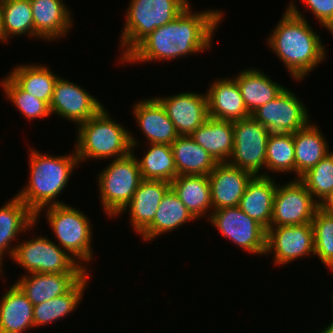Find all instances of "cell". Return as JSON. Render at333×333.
<instances>
[{
    "instance_id": "f1b7e54d",
    "label": "cell",
    "mask_w": 333,
    "mask_h": 333,
    "mask_svg": "<svg viewBox=\"0 0 333 333\" xmlns=\"http://www.w3.org/2000/svg\"><path fill=\"white\" fill-rule=\"evenodd\" d=\"M178 198L197 219H209L212 212L211 188L207 175H178L171 183Z\"/></svg>"
},
{
    "instance_id": "b9f144b4",
    "label": "cell",
    "mask_w": 333,
    "mask_h": 333,
    "mask_svg": "<svg viewBox=\"0 0 333 333\" xmlns=\"http://www.w3.org/2000/svg\"><path fill=\"white\" fill-rule=\"evenodd\" d=\"M0 43L6 44L7 42L4 40V33L2 29V19H1V8H0Z\"/></svg>"
},
{
    "instance_id": "4dcf8cb0",
    "label": "cell",
    "mask_w": 333,
    "mask_h": 333,
    "mask_svg": "<svg viewBox=\"0 0 333 333\" xmlns=\"http://www.w3.org/2000/svg\"><path fill=\"white\" fill-rule=\"evenodd\" d=\"M91 273H87L69 292L33 306L34 330L48 324L57 323L61 319L73 314L83 301L86 287L88 288Z\"/></svg>"
},
{
    "instance_id": "4316f807",
    "label": "cell",
    "mask_w": 333,
    "mask_h": 333,
    "mask_svg": "<svg viewBox=\"0 0 333 333\" xmlns=\"http://www.w3.org/2000/svg\"><path fill=\"white\" fill-rule=\"evenodd\" d=\"M314 122V123H313ZM296 179L331 152L324 132L315 121L293 133Z\"/></svg>"
},
{
    "instance_id": "e0dca14e",
    "label": "cell",
    "mask_w": 333,
    "mask_h": 333,
    "mask_svg": "<svg viewBox=\"0 0 333 333\" xmlns=\"http://www.w3.org/2000/svg\"><path fill=\"white\" fill-rule=\"evenodd\" d=\"M30 3L35 40L53 43L68 37L75 19L65 0H30Z\"/></svg>"
},
{
    "instance_id": "83f0119b",
    "label": "cell",
    "mask_w": 333,
    "mask_h": 333,
    "mask_svg": "<svg viewBox=\"0 0 333 333\" xmlns=\"http://www.w3.org/2000/svg\"><path fill=\"white\" fill-rule=\"evenodd\" d=\"M190 137L217 163H228L234 148L232 121L209 117Z\"/></svg>"
},
{
    "instance_id": "30bf717a",
    "label": "cell",
    "mask_w": 333,
    "mask_h": 333,
    "mask_svg": "<svg viewBox=\"0 0 333 333\" xmlns=\"http://www.w3.org/2000/svg\"><path fill=\"white\" fill-rule=\"evenodd\" d=\"M234 148L228 164L254 176H265L267 141L271 132L252 116L233 121Z\"/></svg>"
},
{
    "instance_id": "f35d334b",
    "label": "cell",
    "mask_w": 333,
    "mask_h": 333,
    "mask_svg": "<svg viewBox=\"0 0 333 333\" xmlns=\"http://www.w3.org/2000/svg\"><path fill=\"white\" fill-rule=\"evenodd\" d=\"M304 6V14L310 11L314 19L333 35V0H300ZM308 8L305 10V8Z\"/></svg>"
},
{
    "instance_id": "7a4b0ae2",
    "label": "cell",
    "mask_w": 333,
    "mask_h": 333,
    "mask_svg": "<svg viewBox=\"0 0 333 333\" xmlns=\"http://www.w3.org/2000/svg\"><path fill=\"white\" fill-rule=\"evenodd\" d=\"M290 0L281 19L265 39L293 81L302 82L327 58V47L306 16ZM326 47V48H325Z\"/></svg>"
},
{
    "instance_id": "52a82bcc",
    "label": "cell",
    "mask_w": 333,
    "mask_h": 333,
    "mask_svg": "<svg viewBox=\"0 0 333 333\" xmlns=\"http://www.w3.org/2000/svg\"><path fill=\"white\" fill-rule=\"evenodd\" d=\"M105 166L96 175L98 199L104 214L114 219L130 202L143 179L132 152L125 157L111 159Z\"/></svg>"
},
{
    "instance_id": "f546056e",
    "label": "cell",
    "mask_w": 333,
    "mask_h": 333,
    "mask_svg": "<svg viewBox=\"0 0 333 333\" xmlns=\"http://www.w3.org/2000/svg\"><path fill=\"white\" fill-rule=\"evenodd\" d=\"M21 64V65H20ZM16 64L7 75L24 91L50 105L56 80L60 76L46 64ZM40 64V65H39Z\"/></svg>"
},
{
    "instance_id": "ab89813d",
    "label": "cell",
    "mask_w": 333,
    "mask_h": 333,
    "mask_svg": "<svg viewBox=\"0 0 333 333\" xmlns=\"http://www.w3.org/2000/svg\"><path fill=\"white\" fill-rule=\"evenodd\" d=\"M319 209L324 213L333 215V191L319 203Z\"/></svg>"
},
{
    "instance_id": "603a6c76",
    "label": "cell",
    "mask_w": 333,
    "mask_h": 333,
    "mask_svg": "<svg viewBox=\"0 0 333 333\" xmlns=\"http://www.w3.org/2000/svg\"><path fill=\"white\" fill-rule=\"evenodd\" d=\"M198 221L170 188L161 200L153 221L139 234L143 242L155 241L187 223Z\"/></svg>"
},
{
    "instance_id": "e575fe53",
    "label": "cell",
    "mask_w": 333,
    "mask_h": 333,
    "mask_svg": "<svg viewBox=\"0 0 333 333\" xmlns=\"http://www.w3.org/2000/svg\"><path fill=\"white\" fill-rule=\"evenodd\" d=\"M272 173L282 175L283 173L285 175L293 173V179H296L293 133H271L269 135L266 150L265 176L272 177Z\"/></svg>"
},
{
    "instance_id": "cb8c5ba5",
    "label": "cell",
    "mask_w": 333,
    "mask_h": 333,
    "mask_svg": "<svg viewBox=\"0 0 333 333\" xmlns=\"http://www.w3.org/2000/svg\"><path fill=\"white\" fill-rule=\"evenodd\" d=\"M267 74L260 68L249 67L239 70V73L233 76L250 114L260 106L274 100L286 88Z\"/></svg>"
},
{
    "instance_id": "3957f363",
    "label": "cell",
    "mask_w": 333,
    "mask_h": 333,
    "mask_svg": "<svg viewBox=\"0 0 333 333\" xmlns=\"http://www.w3.org/2000/svg\"><path fill=\"white\" fill-rule=\"evenodd\" d=\"M28 147L29 179L16 195L36 215L44 207L66 203L59 196L67 188L74 169L81 164L75 148L69 154L54 155Z\"/></svg>"
},
{
    "instance_id": "ba28073f",
    "label": "cell",
    "mask_w": 333,
    "mask_h": 333,
    "mask_svg": "<svg viewBox=\"0 0 333 333\" xmlns=\"http://www.w3.org/2000/svg\"><path fill=\"white\" fill-rule=\"evenodd\" d=\"M18 242L10 260L27 273H88L48 236L38 235ZM30 239V240H29Z\"/></svg>"
},
{
    "instance_id": "484cf974",
    "label": "cell",
    "mask_w": 333,
    "mask_h": 333,
    "mask_svg": "<svg viewBox=\"0 0 333 333\" xmlns=\"http://www.w3.org/2000/svg\"><path fill=\"white\" fill-rule=\"evenodd\" d=\"M8 288L0 297V333H28L34 328L33 304L14 282Z\"/></svg>"
},
{
    "instance_id": "8fae6325",
    "label": "cell",
    "mask_w": 333,
    "mask_h": 333,
    "mask_svg": "<svg viewBox=\"0 0 333 333\" xmlns=\"http://www.w3.org/2000/svg\"><path fill=\"white\" fill-rule=\"evenodd\" d=\"M309 111L296 92L286 87L278 97L257 108L251 116L271 133H295L312 121Z\"/></svg>"
},
{
    "instance_id": "d6986e66",
    "label": "cell",
    "mask_w": 333,
    "mask_h": 333,
    "mask_svg": "<svg viewBox=\"0 0 333 333\" xmlns=\"http://www.w3.org/2000/svg\"><path fill=\"white\" fill-rule=\"evenodd\" d=\"M254 175L228 163H218L208 175L212 211L239 206L248 183Z\"/></svg>"
},
{
    "instance_id": "ac0fdd59",
    "label": "cell",
    "mask_w": 333,
    "mask_h": 333,
    "mask_svg": "<svg viewBox=\"0 0 333 333\" xmlns=\"http://www.w3.org/2000/svg\"><path fill=\"white\" fill-rule=\"evenodd\" d=\"M132 108L135 124L147 140L145 144L171 145L179 136L164 106L155 96L137 100Z\"/></svg>"
},
{
    "instance_id": "2e32d148",
    "label": "cell",
    "mask_w": 333,
    "mask_h": 333,
    "mask_svg": "<svg viewBox=\"0 0 333 333\" xmlns=\"http://www.w3.org/2000/svg\"><path fill=\"white\" fill-rule=\"evenodd\" d=\"M164 106L179 136H190L208 118L206 93L182 92L169 96H155Z\"/></svg>"
},
{
    "instance_id": "8992f818",
    "label": "cell",
    "mask_w": 333,
    "mask_h": 333,
    "mask_svg": "<svg viewBox=\"0 0 333 333\" xmlns=\"http://www.w3.org/2000/svg\"><path fill=\"white\" fill-rule=\"evenodd\" d=\"M122 30L117 62H121L156 28L173 21L187 8L190 0H130ZM122 50V51H121Z\"/></svg>"
},
{
    "instance_id": "d6a6232c",
    "label": "cell",
    "mask_w": 333,
    "mask_h": 333,
    "mask_svg": "<svg viewBox=\"0 0 333 333\" xmlns=\"http://www.w3.org/2000/svg\"><path fill=\"white\" fill-rule=\"evenodd\" d=\"M147 149L142 158L132 152L138 161L143 180H163L172 182L177 176L175 159L171 145L167 144H145Z\"/></svg>"
},
{
    "instance_id": "1f68e13d",
    "label": "cell",
    "mask_w": 333,
    "mask_h": 333,
    "mask_svg": "<svg viewBox=\"0 0 333 333\" xmlns=\"http://www.w3.org/2000/svg\"><path fill=\"white\" fill-rule=\"evenodd\" d=\"M178 175H209L218 164L190 136H178L171 144Z\"/></svg>"
},
{
    "instance_id": "7402d4cb",
    "label": "cell",
    "mask_w": 333,
    "mask_h": 333,
    "mask_svg": "<svg viewBox=\"0 0 333 333\" xmlns=\"http://www.w3.org/2000/svg\"><path fill=\"white\" fill-rule=\"evenodd\" d=\"M206 95L211 118L233 122L251 116L233 76L212 80L206 89Z\"/></svg>"
},
{
    "instance_id": "7c38bea8",
    "label": "cell",
    "mask_w": 333,
    "mask_h": 333,
    "mask_svg": "<svg viewBox=\"0 0 333 333\" xmlns=\"http://www.w3.org/2000/svg\"><path fill=\"white\" fill-rule=\"evenodd\" d=\"M272 255L276 267L289 265L298 259L314 256L312 223L303 225L270 226L267 230L265 257Z\"/></svg>"
},
{
    "instance_id": "4fadbf2b",
    "label": "cell",
    "mask_w": 333,
    "mask_h": 333,
    "mask_svg": "<svg viewBox=\"0 0 333 333\" xmlns=\"http://www.w3.org/2000/svg\"><path fill=\"white\" fill-rule=\"evenodd\" d=\"M319 204L299 179L278 183L270 226L311 223Z\"/></svg>"
},
{
    "instance_id": "9c48e42d",
    "label": "cell",
    "mask_w": 333,
    "mask_h": 333,
    "mask_svg": "<svg viewBox=\"0 0 333 333\" xmlns=\"http://www.w3.org/2000/svg\"><path fill=\"white\" fill-rule=\"evenodd\" d=\"M207 222L235 247L247 254L265 256L267 230L239 206L213 210Z\"/></svg>"
},
{
    "instance_id": "ffe728a7",
    "label": "cell",
    "mask_w": 333,
    "mask_h": 333,
    "mask_svg": "<svg viewBox=\"0 0 333 333\" xmlns=\"http://www.w3.org/2000/svg\"><path fill=\"white\" fill-rule=\"evenodd\" d=\"M170 188L167 181L142 180L130 202L114 219L128 212L131 230L139 235L153 221L161 200Z\"/></svg>"
},
{
    "instance_id": "5b68a950",
    "label": "cell",
    "mask_w": 333,
    "mask_h": 333,
    "mask_svg": "<svg viewBox=\"0 0 333 333\" xmlns=\"http://www.w3.org/2000/svg\"><path fill=\"white\" fill-rule=\"evenodd\" d=\"M40 214L45 215L46 222L52 230L51 233L55 236V242L90 272L88 266L94 260L92 239L95 233H93L89 216L68 203L42 208L36 214L37 224L42 217Z\"/></svg>"
},
{
    "instance_id": "5bb4252c",
    "label": "cell",
    "mask_w": 333,
    "mask_h": 333,
    "mask_svg": "<svg viewBox=\"0 0 333 333\" xmlns=\"http://www.w3.org/2000/svg\"><path fill=\"white\" fill-rule=\"evenodd\" d=\"M104 107L95 95L69 79L59 76L56 80L49 109L61 119L78 126L96 115Z\"/></svg>"
},
{
    "instance_id": "d4e9b609",
    "label": "cell",
    "mask_w": 333,
    "mask_h": 333,
    "mask_svg": "<svg viewBox=\"0 0 333 333\" xmlns=\"http://www.w3.org/2000/svg\"><path fill=\"white\" fill-rule=\"evenodd\" d=\"M274 177L254 176L239 203V208L266 230L270 228L274 196L278 186Z\"/></svg>"
},
{
    "instance_id": "60d3db41",
    "label": "cell",
    "mask_w": 333,
    "mask_h": 333,
    "mask_svg": "<svg viewBox=\"0 0 333 333\" xmlns=\"http://www.w3.org/2000/svg\"><path fill=\"white\" fill-rule=\"evenodd\" d=\"M330 301L333 309V292L330 295ZM333 312V311H332ZM332 321L328 324V326H325L322 330H318L317 333H333V314L331 317Z\"/></svg>"
},
{
    "instance_id": "44dd1931",
    "label": "cell",
    "mask_w": 333,
    "mask_h": 333,
    "mask_svg": "<svg viewBox=\"0 0 333 333\" xmlns=\"http://www.w3.org/2000/svg\"><path fill=\"white\" fill-rule=\"evenodd\" d=\"M87 273H27L14 283L36 306L69 292Z\"/></svg>"
},
{
    "instance_id": "836d02e7",
    "label": "cell",
    "mask_w": 333,
    "mask_h": 333,
    "mask_svg": "<svg viewBox=\"0 0 333 333\" xmlns=\"http://www.w3.org/2000/svg\"><path fill=\"white\" fill-rule=\"evenodd\" d=\"M0 8L4 40L8 44L14 36L34 38L30 0H0Z\"/></svg>"
},
{
    "instance_id": "277c9868",
    "label": "cell",
    "mask_w": 333,
    "mask_h": 333,
    "mask_svg": "<svg viewBox=\"0 0 333 333\" xmlns=\"http://www.w3.org/2000/svg\"><path fill=\"white\" fill-rule=\"evenodd\" d=\"M75 128L74 148L81 164L94 159H119L131 152L136 153L135 150L142 144V140L139 143L123 123L114 120L106 107Z\"/></svg>"
},
{
    "instance_id": "6da1fadb",
    "label": "cell",
    "mask_w": 333,
    "mask_h": 333,
    "mask_svg": "<svg viewBox=\"0 0 333 333\" xmlns=\"http://www.w3.org/2000/svg\"><path fill=\"white\" fill-rule=\"evenodd\" d=\"M191 5L173 21L151 32L119 64L176 62L189 55L211 52L213 37L225 19L224 10L196 11Z\"/></svg>"
},
{
    "instance_id": "9a60e30c",
    "label": "cell",
    "mask_w": 333,
    "mask_h": 333,
    "mask_svg": "<svg viewBox=\"0 0 333 333\" xmlns=\"http://www.w3.org/2000/svg\"><path fill=\"white\" fill-rule=\"evenodd\" d=\"M36 225L38 228L36 215L16 194L0 207V278L6 279L3 275L7 274L3 268L4 256L11 259L17 241L26 231L34 232Z\"/></svg>"
},
{
    "instance_id": "8d00e7d4",
    "label": "cell",
    "mask_w": 333,
    "mask_h": 333,
    "mask_svg": "<svg viewBox=\"0 0 333 333\" xmlns=\"http://www.w3.org/2000/svg\"><path fill=\"white\" fill-rule=\"evenodd\" d=\"M311 223L314 232V256L333 272V215L318 208Z\"/></svg>"
},
{
    "instance_id": "74e56055",
    "label": "cell",
    "mask_w": 333,
    "mask_h": 333,
    "mask_svg": "<svg viewBox=\"0 0 333 333\" xmlns=\"http://www.w3.org/2000/svg\"><path fill=\"white\" fill-rule=\"evenodd\" d=\"M299 180L319 204L333 191V151L320 160Z\"/></svg>"
},
{
    "instance_id": "d590c367",
    "label": "cell",
    "mask_w": 333,
    "mask_h": 333,
    "mask_svg": "<svg viewBox=\"0 0 333 333\" xmlns=\"http://www.w3.org/2000/svg\"><path fill=\"white\" fill-rule=\"evenodd\" d=\"M0 87L6 100L13 104L18 112L28 121L51 117L49 105L22 90L7 74L0 80Z\"/></svg>"
}]
</instances>
